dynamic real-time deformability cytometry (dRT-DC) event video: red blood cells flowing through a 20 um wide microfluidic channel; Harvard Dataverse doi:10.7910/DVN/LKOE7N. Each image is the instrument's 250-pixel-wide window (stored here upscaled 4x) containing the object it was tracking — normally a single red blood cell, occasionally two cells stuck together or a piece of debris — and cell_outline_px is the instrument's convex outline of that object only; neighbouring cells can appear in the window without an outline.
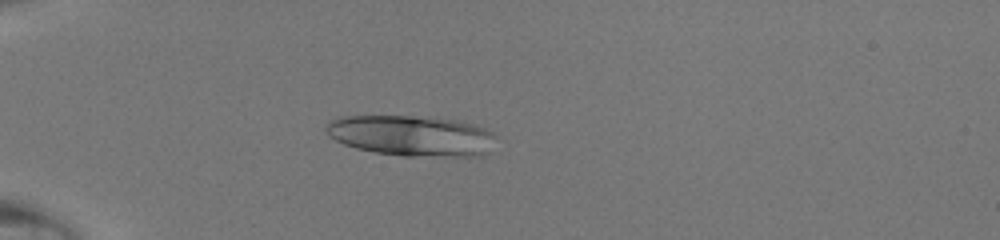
{"species": "human", "species_latin": "Homo sapiens", "temperature_condition": "room temperature", "stored_images_in_passage": 49, "camera_frame_rate_fps": 3000, "um_per_image_px": 0.085, "donor": {"sex": "male"}, "frame": {"image": 1, "passage_image": 16, "time_ms": 5.0, "image_size_px": [1000, 240], "cell_outline_px": [[500, 136], [488, 152], [480, 156], [404, 156], [376, 152], [356, 148], [344, 144], [328, 136], [324, 128], [328, 120], [340, 116], [412, 116], [460, 120], [484, 128]], "centroid_in_image_um": [35.0, 11.53], "position_along_channel_um": 50.0, "area_um2": 40.69}}
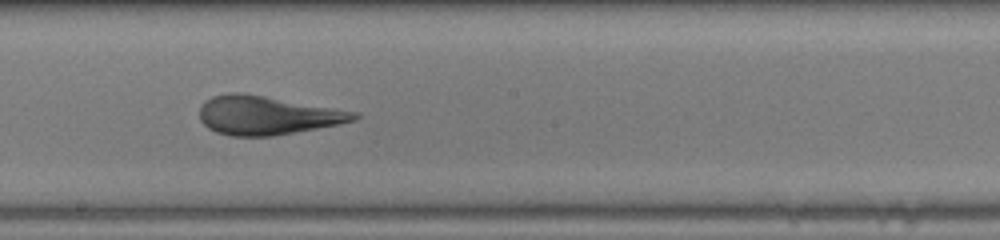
{"frame": {"image": 2, "passage_image": 30, "time_ms": 9.667, "image_size_px": [1000, 240], "cell_outline_px": [[360, 116], [356, 120], [340, 124], [272, 136], [232, 136], [216, 132], [208, 128], [200, 120], [200, 104], [204, 100], [212, 96], [228, 92], [240, 92], [360, 112]], "centroid_in_image_um": [22.69, 9.79], "position_along_channel_um": 225.5, "area_um2": 34.97}}
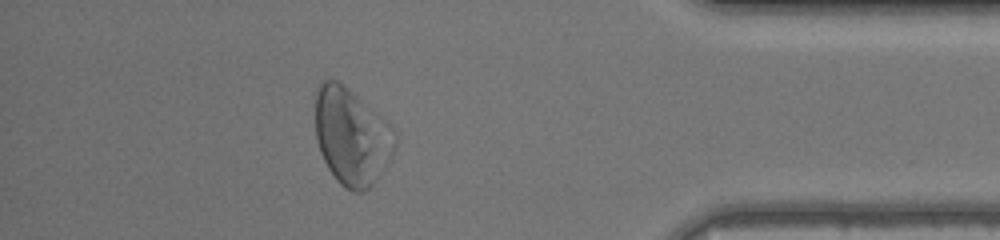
{"frame": {"image": 3, "passage_image": 44, "time_ms": 14.333, "image_size_px": [1000, 240], "cell_outline_px": [[376, 180], [364, 192], [352, 192], [344, 188], [336, 180], [328, 168], [320, 152], [316, 140], [316, 88], [324, 80], [336, 80], [344, 84], [360, 100], [372, 144], [376, 176]], "centroid_in_image_um": [29.26, 11.61], "position_along_channel_um": 405.9, "area_um2": 35.55}}